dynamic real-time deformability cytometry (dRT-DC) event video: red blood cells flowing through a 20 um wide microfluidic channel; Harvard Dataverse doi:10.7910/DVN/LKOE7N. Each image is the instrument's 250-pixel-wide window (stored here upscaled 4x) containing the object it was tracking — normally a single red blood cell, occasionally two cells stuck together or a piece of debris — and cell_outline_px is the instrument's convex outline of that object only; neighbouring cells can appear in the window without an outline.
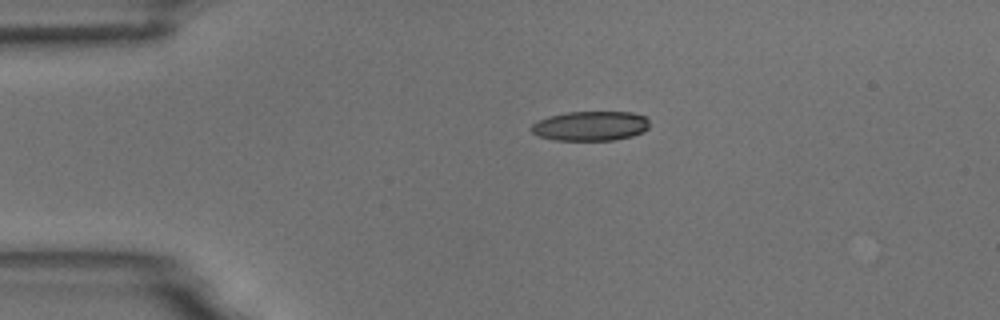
{"species": "common noctule bat (a hibernating species)", "species_latin": "Nyctalus noctula", "temperature_condition": "room temperature", "stored_images_in_passage": 6, "camera_frame_rate_fps": 3000, "um_per_image_px": 0.085, "animal": {"sex": "male", "body_mass_g": 18.8}, "frame": {"image": 1, "passage_image": 6, "time_ms": 6.0, "image_size_px": [1000, 320], "cell_outline_px": [[648, 128], [644, 132], [632, 136], [616, 140], [552, 140], [540, 136], [532, 132], [532, 124], [548, 116], [568, 112], [632, 112], [648, 116]], "centroid_in_image_um": [50.24, 10.7], "position_along_channel_um": 34.8, "area_um2": 20.46}}